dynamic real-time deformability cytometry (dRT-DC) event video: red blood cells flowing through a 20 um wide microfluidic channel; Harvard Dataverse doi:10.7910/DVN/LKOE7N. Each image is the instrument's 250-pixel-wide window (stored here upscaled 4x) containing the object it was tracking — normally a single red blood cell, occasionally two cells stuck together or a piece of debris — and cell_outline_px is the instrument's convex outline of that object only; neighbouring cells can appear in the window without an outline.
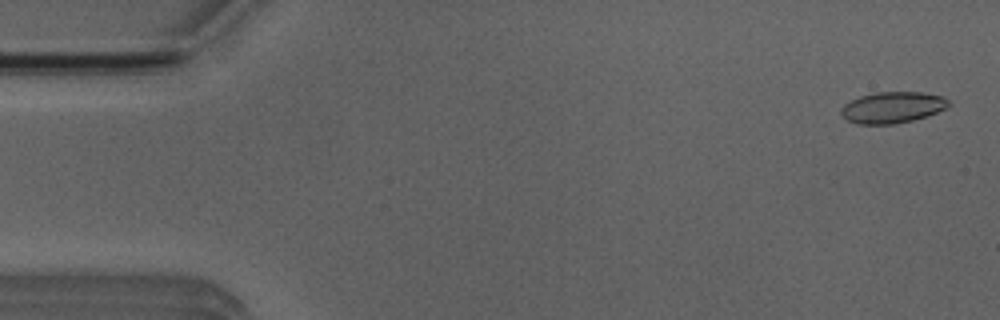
{"species": "Egyptian fruit bat (a non-hibernating species)", "species_latin": "Rousettus aegyptiacus", "temperature_condition": "room temperature", "stored_images_in_passage": 6, "camera_frame_rate_fps": 3000, "um_per_image_px": 0.085, "animal": {"sex": "male"}, "frame": {"image": 1, "passage_image": 1, "time_ms": 0.0, "image_size_px": [1000, 320], "cell_outline_px": [[952, 104], [948, 108], [928, 116], [896, 124], [860, 124], [848, 120], [840, 112], [840, 108], [844, 104], [860, 96], [876, 92], [920, 92], [944, 96]], "centroid_in_image_um": [75.91, 9.13], "position_along_channel_um": 9.1, "area_um2": 19.71}}